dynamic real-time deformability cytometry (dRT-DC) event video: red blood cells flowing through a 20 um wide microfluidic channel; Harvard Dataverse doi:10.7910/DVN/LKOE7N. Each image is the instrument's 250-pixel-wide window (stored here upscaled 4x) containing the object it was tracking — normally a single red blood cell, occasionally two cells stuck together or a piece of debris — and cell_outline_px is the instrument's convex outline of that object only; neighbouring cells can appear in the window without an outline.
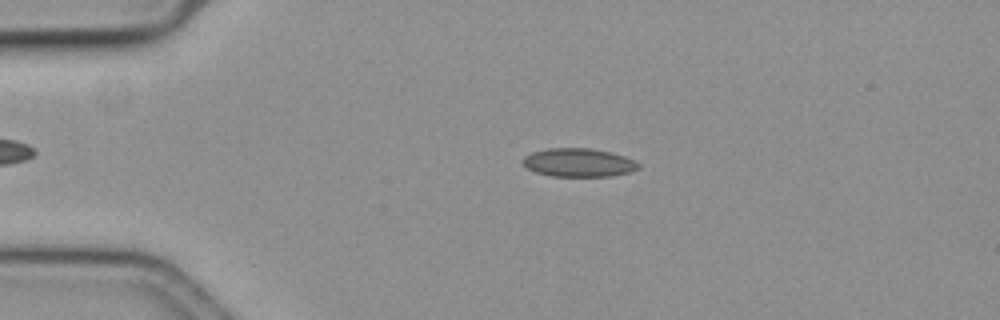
{"species": "common noctule bat (a hibernating species)", "species_latin": "Nyctalus noctula", "temperature_condition": "cold", "stored_images_in_passage": 49, "camera_frame_rate_fps": 3000, "um_per_image_px": 0.085, "animal": {"sex": "female", "body_mass_g": 19.3, "forearm_length_mm": 54.1}, "frame": {"image": 1, "passage_image": 13, "time_ms": 4.0, "image_size_px": [1000, 320], "cell_outline_px": [[640, 168], [628, 172], [612, 176], [552, 176], [536, 172], [528, 168], [520, 160], [524, 156], [532, 152], [548, 148], [592, 148], [612, 152], [624, 156], [640, 164]], "centroid_in_image_um": [49.17, 13.81], "position_along_channel_um": 35.8, "area_um2": 19.19}}
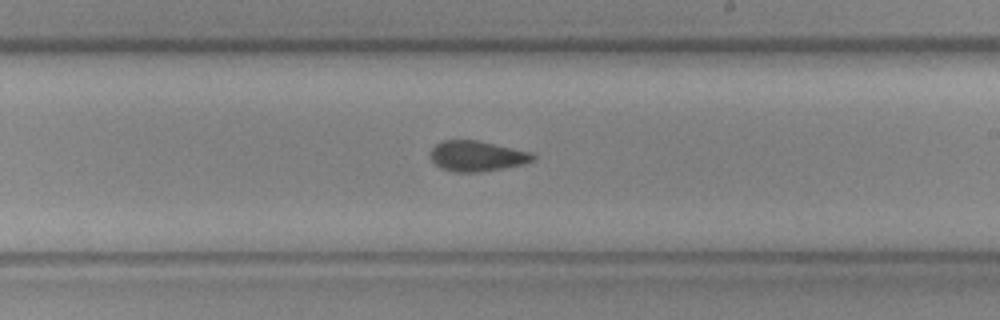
{"frame": {"image": 2, "passage_image": 34, "time_ms": 11.0, "image_size_px": [1000, 320], "cell_outline_px": [[536, 160], [524, 164], [480, 172], [456, 172], [440, 168], [432, 160], [432, 148], [436, 144], [444, 140], [476, 140], [532, 152], [536, 156]], "centroid_in_image_um": [40.58, 13.27], "position_along_channel_um": 248.4, "area_um2": 18.09}}
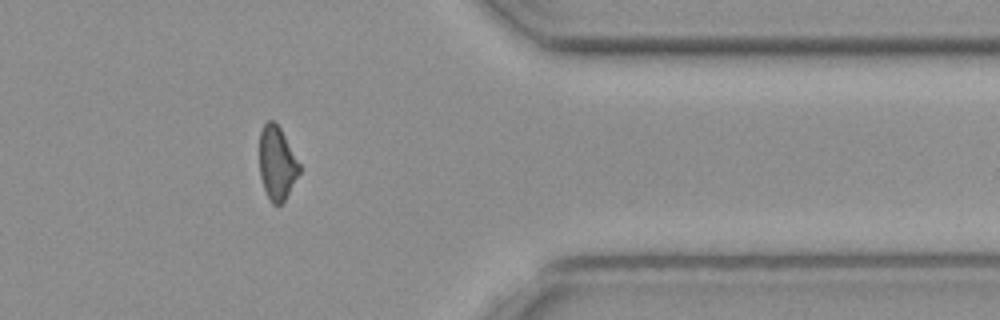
{"frame": {"image": 3, "passage_image": 47, "time_ms": 15.333, "image_size_px": [1000, 320], "cell_outline_px": [[300, 172], [284, 200], [280, 204], [272, 204], [264, 188], [260, 176], [260, 132], [264, 124], [268, 120], [272, 120], [280, 128], [300, 164]], "centroid_in_image_um": [23.54, 13.86], "position_along_channel_um": 387.9, "area_um2": 16.76}, "authors_computed_cell_mechanics": {"area_um2": 18.496, "velocity_mm_per_s": 3.627, "shape_relaxation_time_tau1_ms": null, "shape_relaxation_time_tau2_ms": 5.5745, "deformation_change_tau1": null, "deformation_change_tau2": 0.0985}}